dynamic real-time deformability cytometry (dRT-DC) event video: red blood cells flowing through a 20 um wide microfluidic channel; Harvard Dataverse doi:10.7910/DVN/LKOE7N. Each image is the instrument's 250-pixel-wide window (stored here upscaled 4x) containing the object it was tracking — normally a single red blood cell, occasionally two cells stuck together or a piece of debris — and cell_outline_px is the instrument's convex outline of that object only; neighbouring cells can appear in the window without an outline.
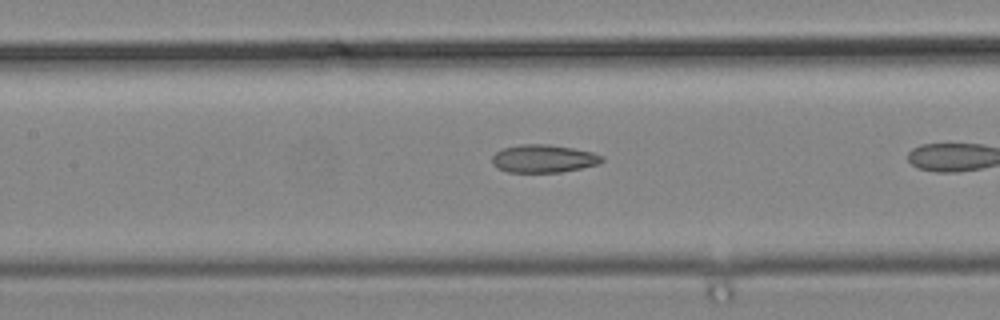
{"species": "common noctule bat (a hibernating species)", "species_latin": "Nyctalus noctula", "temperature_condition": "cold", "stored_images_in_passage": 7, "camera_frame_rate_fps": 3000, "um_per_image_px": 0.085, "animal": {"sex": "male", "body_mass_g": 19.2, "forearm_length_mm": 51.8}, "frame": {"image": 1, "passage_image": 6, "time_ms": 1.667, "image_size_px": [1000, 320], "cell_outline_px": [[604, 160], [596, 164], [580, 168], [560, 172], [508, 172], [496, 168], [492, 164], [492, 156], [496, 152], [504, 148], [520, 144], [548, 144], [572, 148], [592, 152], [604, 156]], "centroid_in_image_um": [46.17, 13.48], "position_along_channel_um": 161.2, "area_um2": 17.8}}